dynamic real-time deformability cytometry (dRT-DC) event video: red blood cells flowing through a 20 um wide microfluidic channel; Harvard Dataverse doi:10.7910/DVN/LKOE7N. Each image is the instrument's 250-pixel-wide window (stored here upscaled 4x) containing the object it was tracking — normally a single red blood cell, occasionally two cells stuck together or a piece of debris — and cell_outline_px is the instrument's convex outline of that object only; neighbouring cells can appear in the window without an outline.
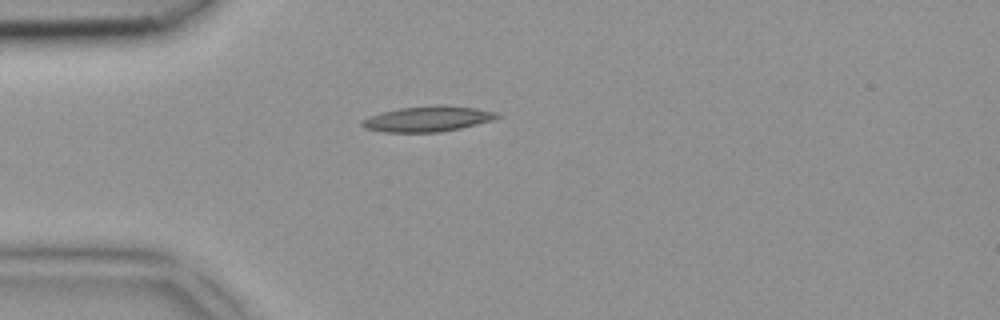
{"species": "common noctule bat (a hibernating species)", "species_latin": "Nyctalus noctula", "temperature_condition": "room temperature", "stored_images_in_passage": 5, "camera_frame_rate_fps": 3000, "um_per_image_px": 0.085, "animal": {"sex": "female", "body_mass_g": 18.4}, "frame": {"image": 1, "passage_image": 5, "time_ms": 1.333, "image_size_px": [1000, 320], "cell_outline_px": [[500, 116], [496, 120], [460, 128], [440, 132], [384, 132], [364, 128], [360, 124], [360, 120], [368, 116], [400, 108], [440, 104], [476, 108], [496, 112]], "centroid_in_image_um": [36.36, 10.1], "position_along_channel_um": 48.6, "area_um2": 20.17}}